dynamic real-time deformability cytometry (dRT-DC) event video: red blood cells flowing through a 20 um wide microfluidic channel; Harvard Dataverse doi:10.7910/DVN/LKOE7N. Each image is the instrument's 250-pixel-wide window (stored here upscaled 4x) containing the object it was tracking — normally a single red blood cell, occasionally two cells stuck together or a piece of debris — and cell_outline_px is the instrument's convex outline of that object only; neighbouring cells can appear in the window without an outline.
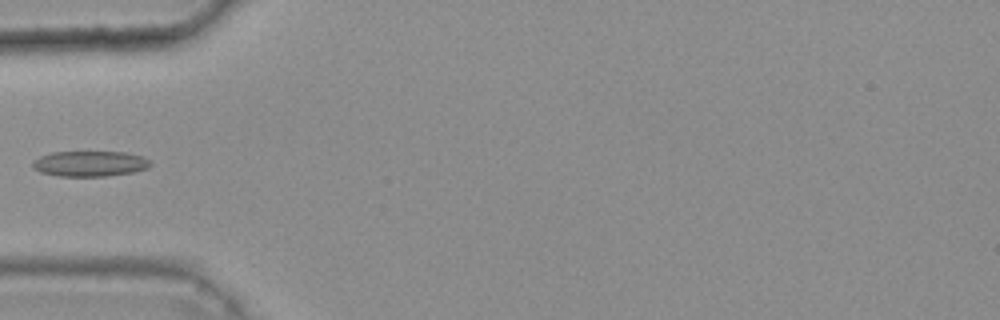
{"species": "common noctule bat (a hibernating species)", "species_latin": "Nyctalus noctula", "temperature_condition": "warm", "stored_images_in_passage": 29, "camera_frame_rate_fps": 3000, "um_per_image_px": 0.085, "animal": {"sex": "female", "body_mass_g": 25.1}, "frame": {"image": 1, "passage_image": 1, "time_ms": 0.0, "image_size_px": [1000, 320], "cell_outline_px": [[152, 164], [148, 168], [132, 172], [108, 176], [60, 176], [40, 172], [32, 168], [32, 160], [40, 156], [52, 152], [124, 152], [140, 156], [148, 160]], "centroid_in_image_um": [7.6, 13.91], "position_along_channel_um": 77.4, "area_um2": 17.46}}
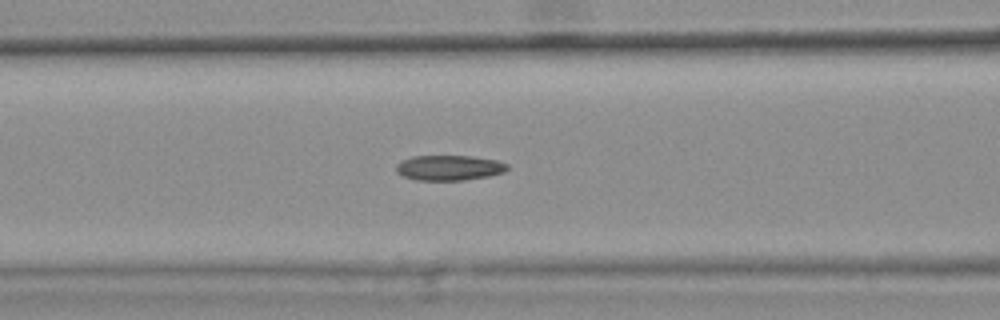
{"frame": {"image": 2, "passage_image": 5, "time_ms": 1.333, "image_size_px": [1000, 320], "cell_outline_px": [[508, 168], [504, 172], [488, 176], [464, 180], [416, 180], [404, 176], [396, 172], [396, 164], [400, 160], [412, 156], [472, 156], [496, 160], [508, 164]], "centroid_in_image_um": [38.15, 14.25], "position_along_channel_um": 128.4, "area_um2": 16.36}}